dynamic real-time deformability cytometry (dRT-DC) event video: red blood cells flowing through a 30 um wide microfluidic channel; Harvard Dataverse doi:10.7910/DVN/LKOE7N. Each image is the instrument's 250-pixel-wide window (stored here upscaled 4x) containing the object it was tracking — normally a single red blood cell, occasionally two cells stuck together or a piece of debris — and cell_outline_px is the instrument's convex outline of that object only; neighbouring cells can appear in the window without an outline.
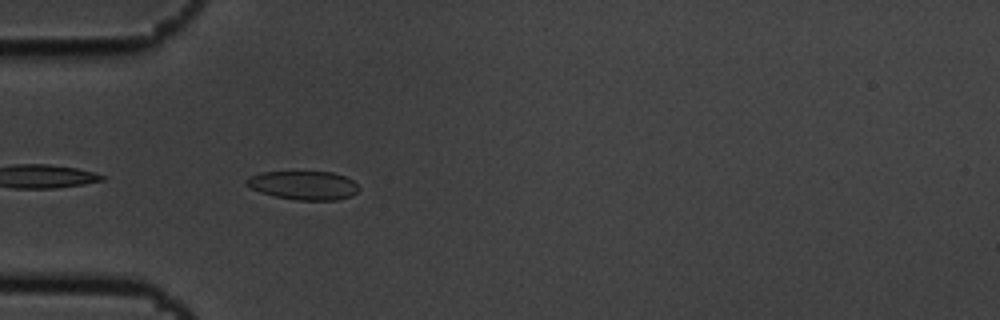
{"species": "common noctule bat (a hibernating species)", "species_latin": "Nyctalus noctula", "temperature_condition": "cold", "stored_images_in_passage": 5, "camera_frame_rate_fps": 3000, "um_per_image_px": 0.085, "animal": {"sex": "male", "body_mass_g": 19.5, "forearm_length_mm": 54.6}, "frame": {"image": 1, "passage_image": 5, "time_ms": 1.333, "image_size_px": [1000, 320], "cell_outline_px": [[360, 188], [352, 196], [336, 200], [296, 200], [272, 196], [260, 192], [244, 184], [244, 180], [248, 176], [264, 172], [332, 172], [344, 176], [352, 180]], "centroid_in_image_um": [25.77, 15.76], "position_along_channel_um": 59.2, "area_um2": 18.9}}